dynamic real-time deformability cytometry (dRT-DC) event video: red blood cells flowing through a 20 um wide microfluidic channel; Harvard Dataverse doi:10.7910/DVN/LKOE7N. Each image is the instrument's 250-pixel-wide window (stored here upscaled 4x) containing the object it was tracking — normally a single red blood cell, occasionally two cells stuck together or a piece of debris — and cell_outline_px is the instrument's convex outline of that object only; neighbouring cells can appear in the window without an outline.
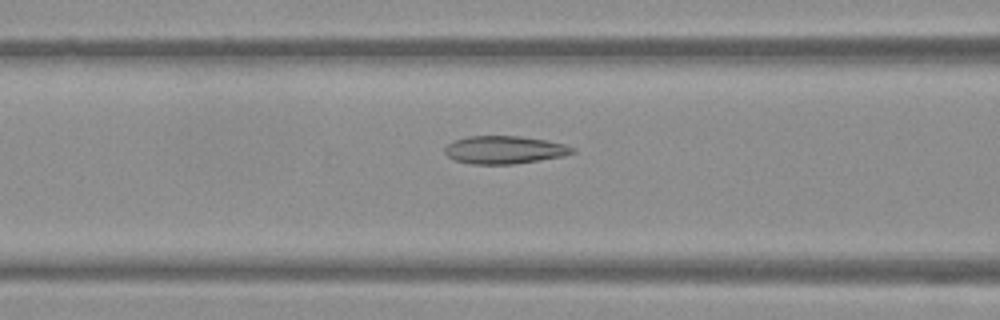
{"species": "Egyptian fruit bat (a non-hibernating species)", "species_latin": "Rousettus aegyptiacus", "temperature_condition": "warm", "stored_images_in_passage": 52, "camera_frame_rate_fps": 3000, "um_per_image_px": 0.085, "frame": {"image": 1, "passage_image": 20, "time_ms": 6.333, "image_size_px": [1000, 320], "cell_outline_px": [[576, 152], [564, 156], [540, 160], [512, 164], [472, 164], [456, 160], [448, 156], [444, 152], [444, 148], [448, 144], [456, 140], [468, 136], [520, 136], [548, 140], [564, 144], [576, 148]], "centroid_in_image_um": [42.92, 12.73], "position_along_channel_um": 123.7, "area_um2": 20.75}}
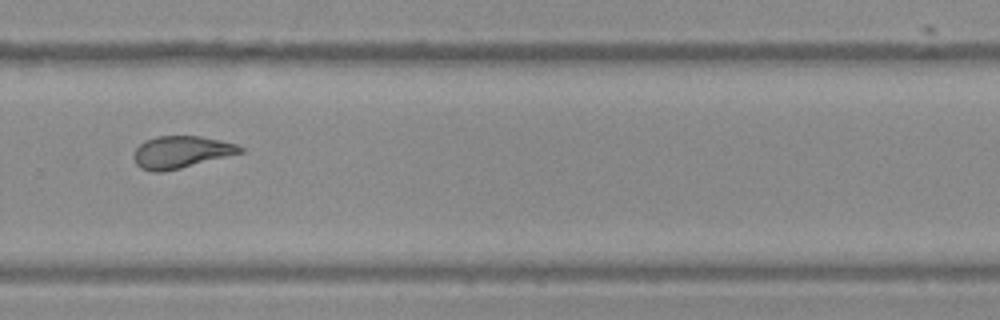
{"frame": {"image": 2, "passage_image": 35, "time_ms": 11.333, "image_size_px": [1000, 320], "cell_outline_px": [[244, 152], [164, 172], [152, 172], [140, 168], [136, 164], [132, 156], [132, 152], [144, 140], [156, 136], [200, 136], [220, 140], [236, 144], [244, 148]], "centroid_in_image_um": [15.35, 12.93], "position_along_channel_um": 314.5, "area_um2": 20.06}}
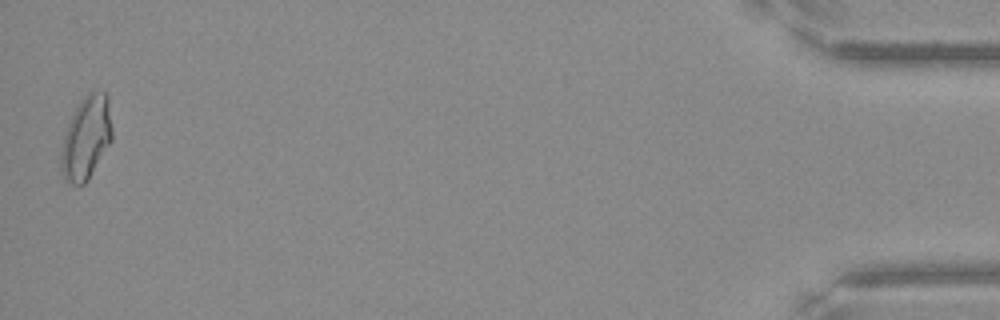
{"frame": {"image": 3, "passage_image": 51, "time_ms": 16.667, "image_size_px": [1000, 320], "cell_outline_px": [[112, 140], [88, 180], [84, 184], [72, 184], [64, 180], [60, 168], [60, 152], [64, 136], [68, 124], [80, 100], [88, 92], [104, 92], [108, 96], [112, 128]], "centroid_in_image_um": [7.32, 11.74], "position_along_channel_um": 427.9, "area_um2": 24.74}, "authors_computed_cell_mechanics": {"area_um2": 20.9525, "velocity_mm_per_s": 3.8138, "shape_relaxation_time_tau1_ms": null, "shape_relaxation_time_tau2_ms": 2.2004, "deformation_change_tau1": null, "deformation_change_tau2": 0.0961}}